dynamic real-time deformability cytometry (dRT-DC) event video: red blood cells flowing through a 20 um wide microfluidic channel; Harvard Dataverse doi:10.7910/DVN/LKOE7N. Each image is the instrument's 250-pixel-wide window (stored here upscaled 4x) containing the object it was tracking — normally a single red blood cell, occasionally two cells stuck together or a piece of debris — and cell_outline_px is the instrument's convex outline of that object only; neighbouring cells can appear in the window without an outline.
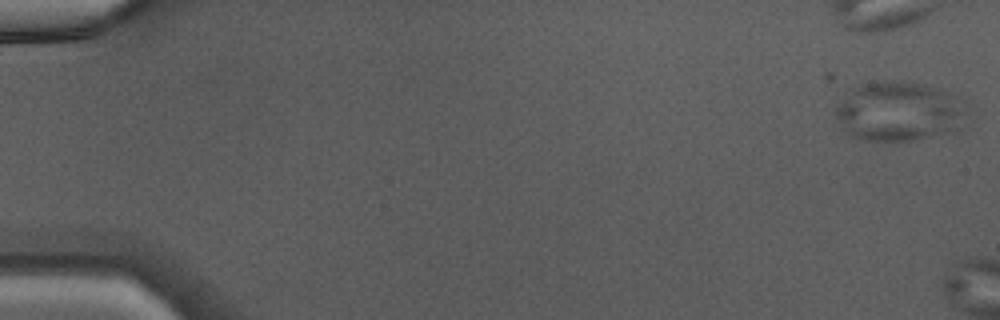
{"species": "Egyptian fruit bat (a non-hibernating species)", "species_latin": "Rousettus aegyptiacus", "temperature_condition": "warm", "stored_images_in_passage": 8, "camera_frame_rate_fps": 3000, "um_per_image_px": 0.085, "animal": {"sex": "male"}, "frame": {"image": 1, "passage_image": 1, "time_ms": 0.0, "image_size_px": [1000, 320], "cell_outline_px": [[968, 128], [960, 132], [912, 140], [868, 140], [852, 136], [848, 132], [832, 112], [836, 104], [856, 88], [864, 84], [888, 80], [904, 80], [924, 84], [960, 96], [964, 100], [968, 112]], "centroid_in_image_um": [76.59, 9.48], "position_along_channel_um": 8.4, "area_um2": 46.53}}